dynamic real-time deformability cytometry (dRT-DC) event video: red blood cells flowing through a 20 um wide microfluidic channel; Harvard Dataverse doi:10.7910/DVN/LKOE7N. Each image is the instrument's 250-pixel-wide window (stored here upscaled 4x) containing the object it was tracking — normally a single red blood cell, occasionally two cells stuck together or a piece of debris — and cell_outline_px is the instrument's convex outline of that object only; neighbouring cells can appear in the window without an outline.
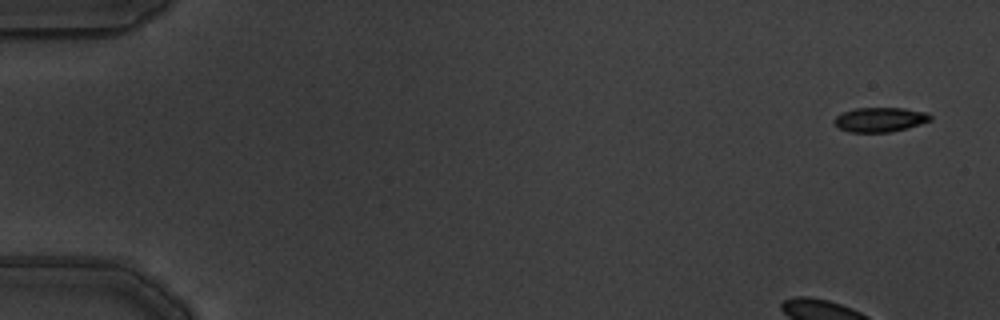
{"species": "common noctule bat (a hibernating species)", "species_latin": "Nyctalus noctula", "temperature_condition": "warm", "stored_images_in_passage": 2, "segment_of_instrument_passage": [2, 2], "camera_frame_rate_fps": 3000, "um_per_image_px": 0.085, "animal": {"sex": "male", "body_mass_g": 19.5, "forearm_length_mm": 54.6}, "frame": {"image": 1, "passage_image": 2, "time_ms": 0.333, "image_size_px": [1000, 320], "cell_outline_px": [[932, 120], [908, 128], [892, 132], [848, 132], [840, 128], [832, 120], [836, 116], [844, 112], [856, 108], [904, 108], [928, 112], [932, 116]], "centroid_in_image_um": [74.84, 10.16], "position_along_channel_um": 10.2, "area_um2": 13.81}}